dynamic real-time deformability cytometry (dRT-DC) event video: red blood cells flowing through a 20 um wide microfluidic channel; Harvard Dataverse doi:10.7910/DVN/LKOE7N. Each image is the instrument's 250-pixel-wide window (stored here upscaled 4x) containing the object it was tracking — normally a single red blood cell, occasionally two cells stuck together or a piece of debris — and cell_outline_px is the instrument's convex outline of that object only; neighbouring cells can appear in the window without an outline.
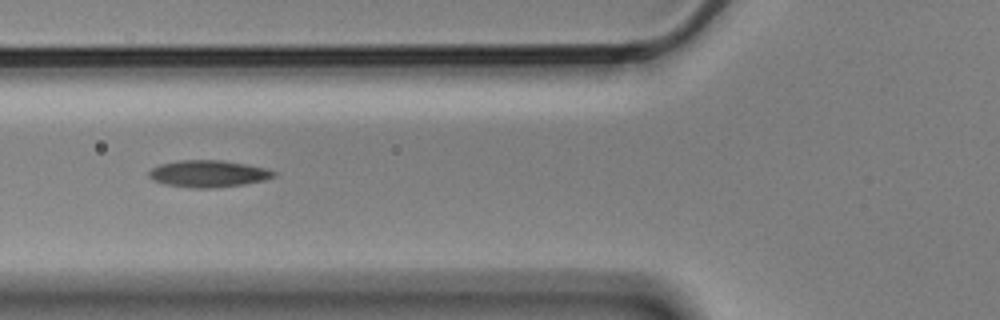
{"species": "Egyptian fruit bat (a non-hibernating species)", "species_latin": "Rousettus aegyptiacus", "temperature_condition": "cold", "stored_images_in_passage": 8, "camera_frame_rate_fps": 3000, "um_per_image_px": 0.085, "animal": {"sex": "male"}, "frame": {"image": 1, "passage_image": 4, "time_ms": 1.0, "image_size_px": [1000, 320], "cell_outline_px": [[276, 176], [264, 180], [244, 184], [212, 188], [192, 188], [164, 184], [152, 180], [148, 176], [148, 172], [152, 168], [160, 164], [180, 160], [220, 160], [248, 164], [264, 168], [276, 172]], "centroid_in_image_um": [17.68, 14.76], "position_along_channel_um": 108.1, "area_um2": 19.59}}
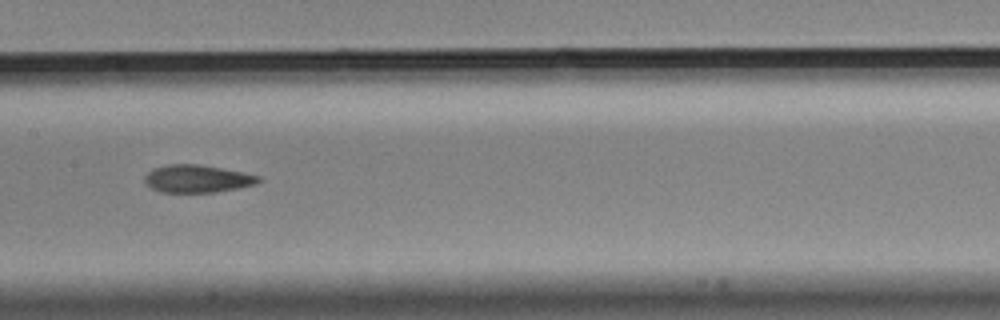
{"frame": {"image": 2, "passage_image": 6, "time_ms": 1.667, "image_size_px": [1000, 320], "cell_outline_px": [[264, 180], [256, 184], [240, 188], [216, 192], [160, 192], [152, 188], [144, 180], [144, 176], [152, 168], [168, 164], [196, 164], [220, 168], [260, 176]], "centroid_in_image_um": [16.78, 15.19], "position_along_channel_um": 190.6, "area_um2": 18.32}}
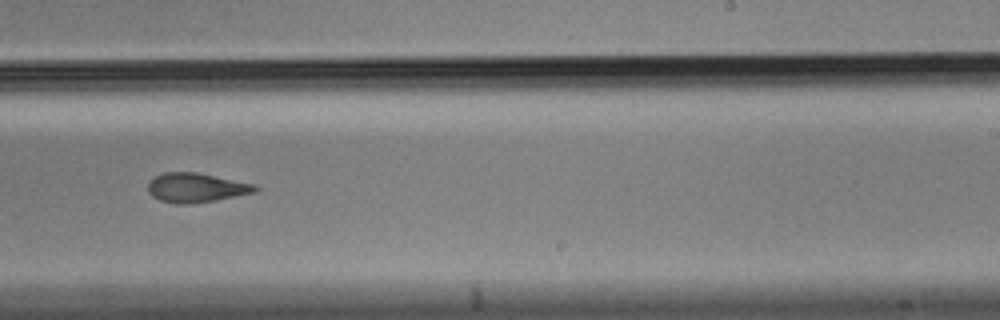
{"frame": {"image": 3, "passage_image": 8, "time_ms": 2.333, "image_size_px": [1000, 320], "cell_outline_px": [[260, 188], [256, 192], [212, 200], [184, 204], [176, 204], [160, 200], [152, 196], [148, 192], [148, 184], [156, 176], [164, 172], [196, 172], [256, 184]], "centroid_in_image_um": [16.68, 15.94], "position_along_channel_um": 272.3, "area_um2": 18.09}}